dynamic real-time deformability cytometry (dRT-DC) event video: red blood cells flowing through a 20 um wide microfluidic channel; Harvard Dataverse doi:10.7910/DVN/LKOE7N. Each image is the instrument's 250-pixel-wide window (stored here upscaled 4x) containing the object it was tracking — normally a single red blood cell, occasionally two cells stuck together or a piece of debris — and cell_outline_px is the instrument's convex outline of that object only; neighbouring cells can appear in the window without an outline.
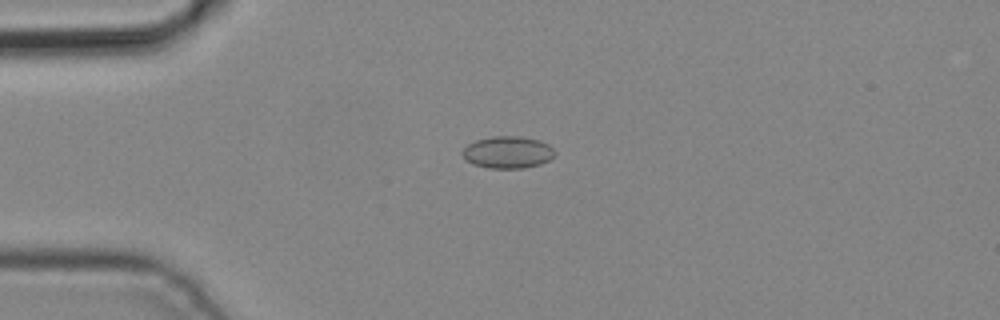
{"species": "common noctule bat (a hibernating species)", "species_latin": "Nyctalus noctula", "temperature_condition": "cold", "stored_images_in_passage": 6, "camera_frame_rate_fps": 3000, "um_per_image_px": 0.085, "animal": {"sex": "male", "body_mass_g": 19.2, "forearm_length_mm": 51.8}, "frame": {"image": 1, "passage_image": 4, "time_ms": 1.0, "image_size_px": [1000, 320], "cell_outline_px": [[556, 156], [540, 164], [524, 168], [488, 168], [472, 164], [464, 156], [464, 148], [468, 144], [476, 140], [492, 136], [520, 136], [540, 140], [548, 144], [556, 152]], "centroid_in_image_um": [43.2, 12.94], "position_along_channel_um": 41.8, "area_um2": 17.22}}
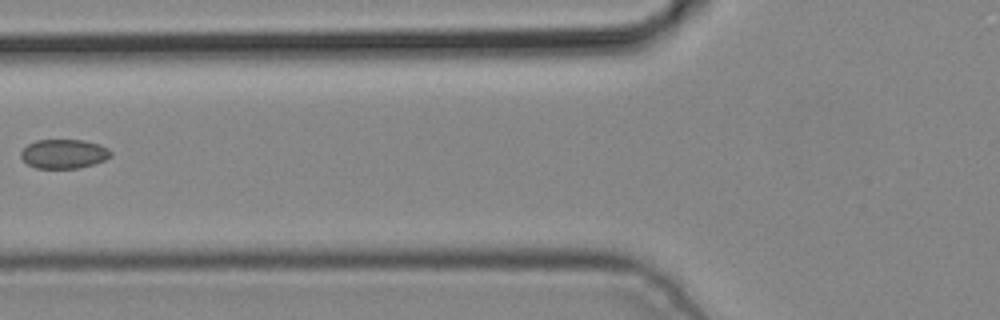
{"frame": {"image": 2, "passage_image": 6, "time_ms": 1.667, "image_size_px": [1000, 320], "cell_outline_px": [[112, 156], [104, 160], [80, 168], [36, 168], [28, 164], [20, 156], [20, 152], [28, 144], [36, 140], [84, 140], [108, 148], [112, 152]], "centroid_in_image_um": [5.42, 13.08], "position_along_channel_um": 120.4, "area_um2": 15.2}}